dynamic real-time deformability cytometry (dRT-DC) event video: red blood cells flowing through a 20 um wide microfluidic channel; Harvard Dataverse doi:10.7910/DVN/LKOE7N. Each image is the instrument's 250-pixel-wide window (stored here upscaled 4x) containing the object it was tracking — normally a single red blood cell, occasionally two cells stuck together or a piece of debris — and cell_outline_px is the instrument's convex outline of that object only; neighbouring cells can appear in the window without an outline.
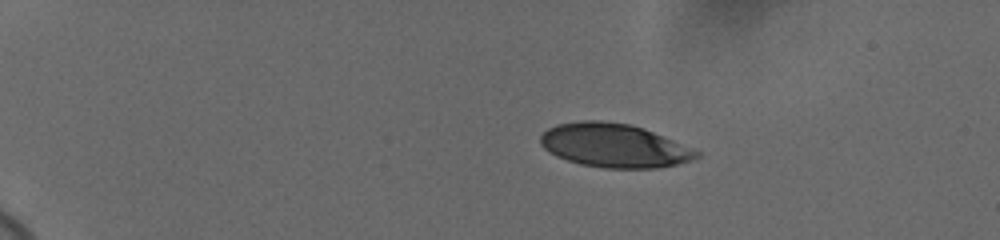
{"species": "human", "species_latin": "Homo sapiens", "temperature_condition": "cold", "stored_images_in_passage": 1, "camera_frame_rate_fps": 3000, "um_per_image_px": 0.085, "donor": {"sex": "female"}, "frame": {"image": 1, "passage_image": 1, "time_ms": 0.0, "image_size_px": [1000, 240], "cell_outline_px": [[672, 160], [664, 164], [600, 164], [576, 124], [616, 124], [636, 128], [652, 136]], "centroid_in_image_um": [52.93, 12.32], "position_along_channel_um": 32.1, "area_um2": 19.48}}